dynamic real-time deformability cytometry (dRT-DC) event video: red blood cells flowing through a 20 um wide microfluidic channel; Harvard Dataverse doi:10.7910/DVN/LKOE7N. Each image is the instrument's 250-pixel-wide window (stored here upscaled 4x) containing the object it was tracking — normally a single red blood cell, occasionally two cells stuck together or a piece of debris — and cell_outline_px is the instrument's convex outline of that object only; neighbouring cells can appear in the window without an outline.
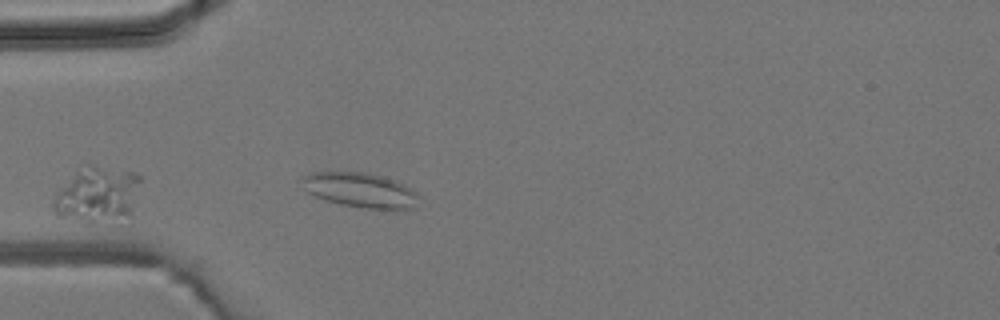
{"species": "common noctule bat (a hibernating species)", "species_latin": "Nyctalus noctula", "temperature_condition": "room temperature", "stored_images_in_passage": 2, "camera_frame_rate_fps": 3000, "um_per_image_px": 0.085, "animal": {"sex": "male", "body_mass_g": 19.2, "forearm_length_mm": 51.8}, "frame": {"image": 1, "passage_image": 2, "time_ms": 2.0, "image_size_px": [1000, 320], "cell_outline_px": [[420, 196], [412, 208], [368, 208], [340, 204], [324, 200], [308, 192], [304, 188], [304, 176], [308, 172], [364, 172], [396, 180], [412, 188]], "centroid_in_image_um": [30.63, 16.14], "position_along_channel_um": 54.4, "area_um2": 23.29}}